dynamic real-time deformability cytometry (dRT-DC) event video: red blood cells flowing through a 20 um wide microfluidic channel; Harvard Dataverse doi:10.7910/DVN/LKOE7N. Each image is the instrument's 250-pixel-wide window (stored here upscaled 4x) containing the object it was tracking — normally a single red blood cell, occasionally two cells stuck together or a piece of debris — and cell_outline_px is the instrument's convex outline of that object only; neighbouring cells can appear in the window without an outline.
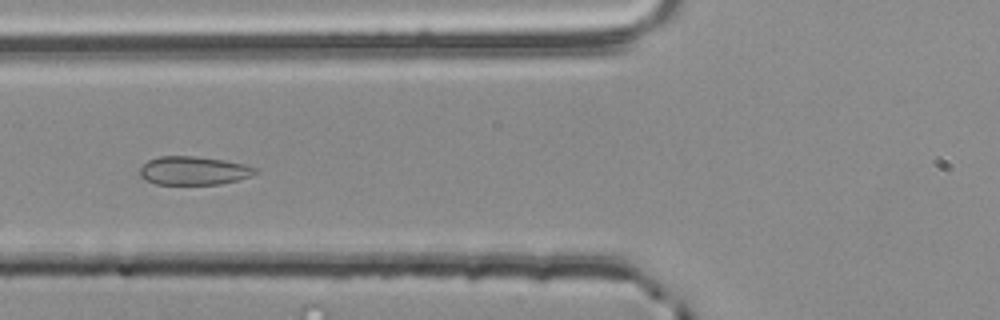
{"species": "common noctule bat (a hibernating species)", "species_latin": "Nyctalus noctula", "temperature_condition": "room temperature", "stored_images_in_passage": 55, "segment_of_instrument_passage": [2, 2], "camera_frame_rate_fps": 3000, "um_per_image_px": 0.085, "animal": {"sex": "male", "body_mass_g": 20.4}, "frame": {"image": 1, "passage_image": 21, "time_ms": 6.667, "image_size_px": [1000, 320], "cell_outline_px": [[256, 172], [252, 176], [220, 184], [156, 184], [144, 180], [140, 176], [140, 168], [148, 160], [160, 156], [196, 156], [224, 160], [244, 164], [256, 168]], "centroid_in_image_um": [16.43, 14.5], "position_along_channel_um": 109.4, "area_um2": 19.13}}
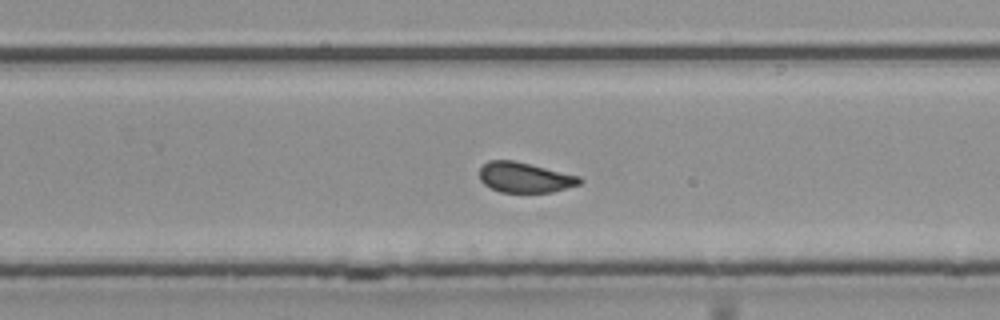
{"frame": {"image": 2, "passage_image": 35, "time_ms": 11.333, "image_size_px": [1000, 320], "cell_outline_px": [[584, 180], [580, 184], [552, 192], [500, 192], [484, 184], [480, 180], [480, 168], [488, 160], [512, 160], [580, 176]], "centroid_in_image_um": [44.61, 15.08], "position_along_channel_um": 285.2, "area_um2": 17.51}}
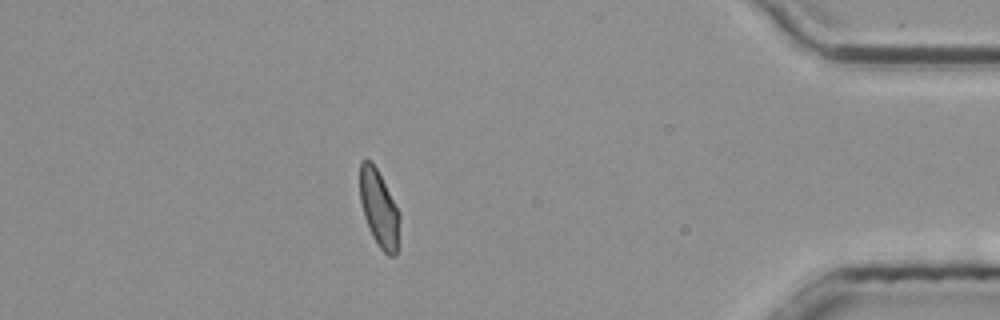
{"frame": {"image": 3, "passage_image": 48, "time_ms": 15.667, "image_size_px": [1000, 320], "cell_outline_px": [[400, 220], [396, 256], [388, 256], [380, 248], [372, 236], [364, 216], [360, 200], [360, 164], [364, 160], [372, 160], [400, 212]], "centroid_in_image_um": [32.23, 17.74], "position_along_channel_um": 403.0, "area_um2": 17.74}}